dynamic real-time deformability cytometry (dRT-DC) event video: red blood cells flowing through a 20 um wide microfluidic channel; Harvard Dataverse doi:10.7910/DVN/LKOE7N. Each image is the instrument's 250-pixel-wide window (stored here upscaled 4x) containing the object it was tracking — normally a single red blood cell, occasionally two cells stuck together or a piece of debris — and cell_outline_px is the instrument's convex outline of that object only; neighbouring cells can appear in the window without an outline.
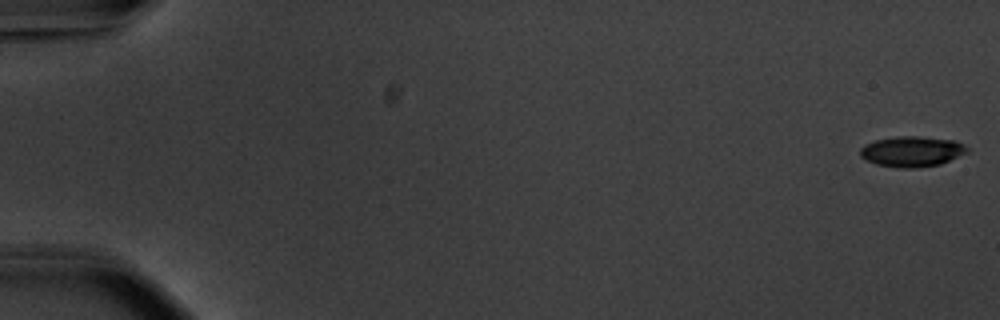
{"species": "common noctule bat (a hibernating species)", "species_latin": "Nyctalus noctula", "temperature_condition": "warm", "stored_images_in_passage": 55, "camera_frame_rate_fps": 3000, "um_per_image_px": 0.085, "animal": {"sex": "male", "body_mass_g": 20.1, "forearm_length_mm": 53.5}, "frame": {"image": 1, "passage_image": 1, "time_ms": 0.0, "image_size_px": [1000, 320], "cell_outline_px": [[968, 152], [940, 164], [916, 168], [900, 168], [876, 164], [864, 160], [860, 156], [860, 148], [864, 144], [876, 140], [896, 136], [916, 136], [956, 140], [964, 144], [968, 148]], "centroid_in_image_um": [77.49, 12.87], "position_along_channel_um": 7.5, "area_um2": 19.13}}
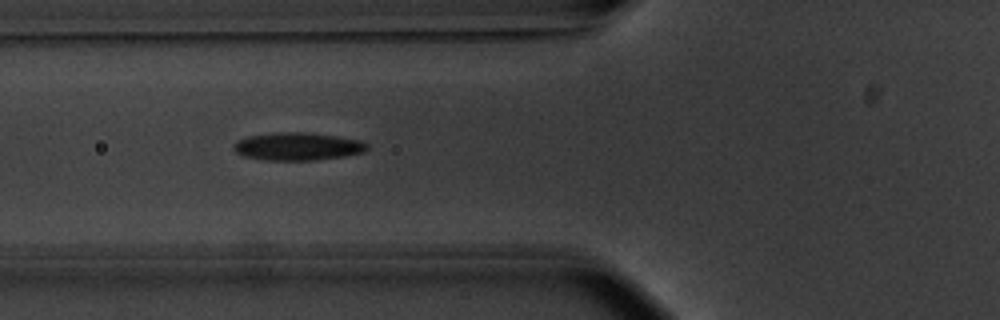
{"frame": {"image": 2, "passage_image": 22, "time_ms": 7.0, "image_size_px": [1000, 320], "cell_outline_px": [[368, 148], [364, 152], [344, 156], [316, 160], [264, 160], [244, 156], [236, 152], [232, 148], [232, 144], [236, 140], [248, 136], [276, 132], [312, 132], [360, 140], [368, 144]], "centroid_in_image_um": [25.27, 12.44], "position_along_channel_um": 100.5, "area_um2": 21.85}}
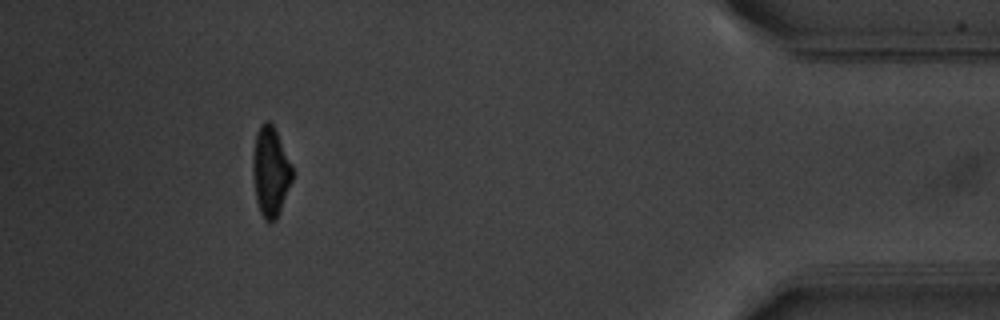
{"frame": {"image": 3, "passage_image": 51, "time_ms": 16.667, "image_size_px": [1000, 320], "cell_outline_px": [[292, 180], [280, 212], [276, 220], [264, 220], [260, 212], [256, 200], [252, 168], [252, 160], [256, 132], [260, 124], [264, 120], [268, 120], [276, 128], [292, 164]], "centroid_in_image_um": [22.99, 14.53], "position_along_channel_um": 412.2, "area_um2": 20.87}, "authors_computed_cell_mechanics": {"area_um2": 20.808, "velocity_mm_per_s": 3.7448, "shape_relaxation_time_tau1_ms": 4.0076, "shape_relaxation_time_tau2_ms": 2.1798, "deformation_change_tau1": 0.1516, "deformation_change_tau2": 0.0899}}